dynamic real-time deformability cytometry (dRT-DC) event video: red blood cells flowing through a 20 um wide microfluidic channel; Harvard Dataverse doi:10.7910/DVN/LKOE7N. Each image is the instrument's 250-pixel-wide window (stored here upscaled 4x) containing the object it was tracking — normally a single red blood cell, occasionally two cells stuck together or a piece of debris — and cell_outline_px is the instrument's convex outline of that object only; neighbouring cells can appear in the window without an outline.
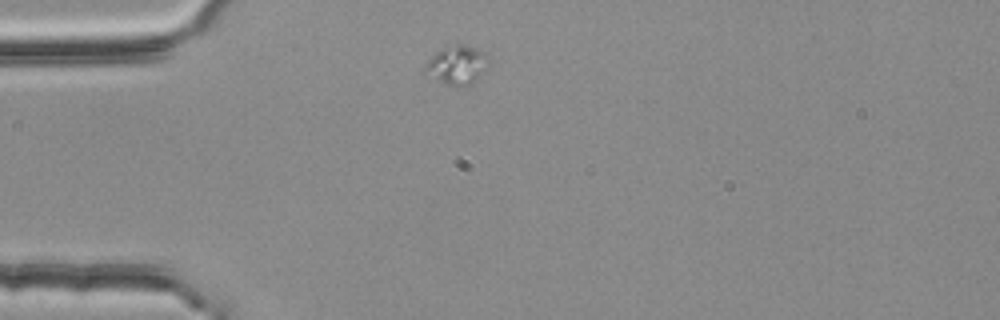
{"species": "common noctule bat (a hibernating species)", "species_latin": "Nyctalus noctula", "temperature_condition": "room temperature", "stored_images_in_passage": 18, "camera_frame_rate_fps": 3000, "um_per_image_px": 0.085, "animal": {"sex": "female", "body_mass_g": 25.1}, "frame": {"image": 1, "passage_image": 3, "time_ms": 0.667, "image_size_px": [1000, 320], "cell_outline_px": [[488, 64], [484, 72], [480, 76], [468, 84], [452, 88], [428, 80], [424, 76], [424, 64], [444, 44], [468, 44], [480, 48], [488, 52]], "centroid_in_image_um": [38.78, 5.52], "position_along_channel_um": 46.2, "area_um2": 15.49}}